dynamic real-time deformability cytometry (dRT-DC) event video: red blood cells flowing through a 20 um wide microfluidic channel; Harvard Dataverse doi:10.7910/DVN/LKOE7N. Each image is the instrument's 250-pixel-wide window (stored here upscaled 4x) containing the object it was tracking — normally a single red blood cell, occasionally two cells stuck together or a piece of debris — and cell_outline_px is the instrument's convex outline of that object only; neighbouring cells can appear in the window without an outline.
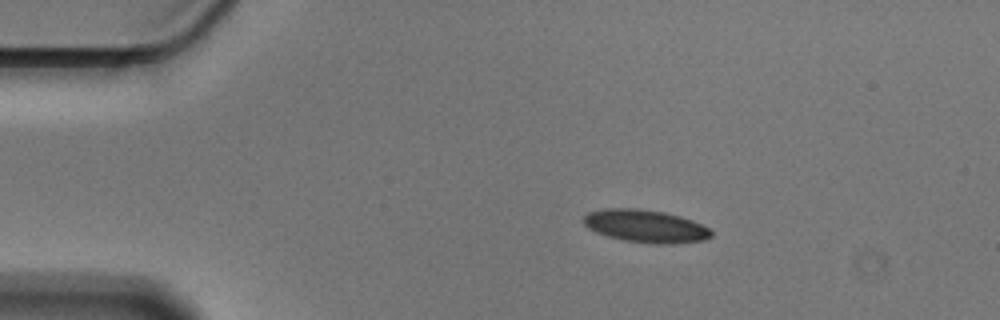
{"species": "Egyptian fruit bat (a non-hibernating species)", "species_latin": "Rousettus aegyptiacus", "temperature_condition": "cold", "stored_images_in_passage": 47, "camera_frame_rate_fps": 3000, "um_per_image_px": 0.085, "animal": {"sex": "male"}, "frame": {"image": 1, "passage_image": 1, "time_ms": 0.0, "image_size_px": [1000, 320], "cell_outline_px": [[712, 236], [704, 240], [672, 244], [656, 244], [624, 240], [608, 236], [596, 232], [588, 228], [584, 224], [584, 216], [588, 212], [604, 208], [640, 208], [664, 212], [680, 216], [692, 220], [708, 228], [712, 232]], "centroid_in_image_um": [54.86, 19.21], "position_along_channel_um": 30.1, "area_um2": 24.33}}
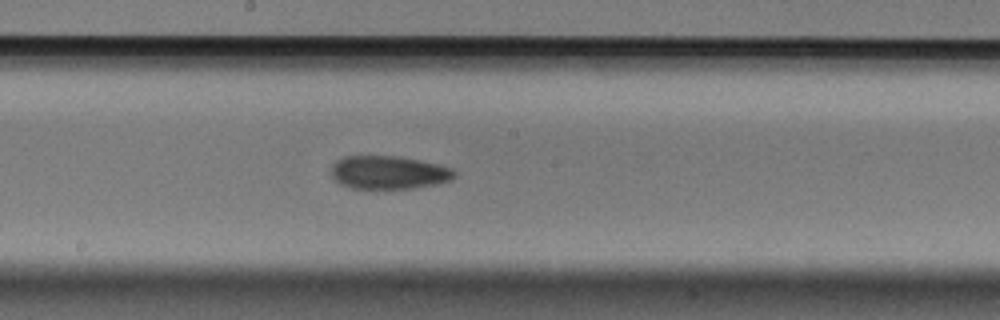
{"frame": {"image": 2, "passage_image": 21, "time_ms": 6.667, "image_size_px": [1000, 320], "cell_outline_px": [[456, 176], [452, 180], [436, 184], [412, 188], [352, 188], [340, 184], [332, 176], [332, 164], [336, 160], [344, 156], [396, 156], [420, 160], [440, 164], [452, 168], [456, 172]], "centroid_in_image_um": [33.06, 14.65], "position_along_channel_um": 215.1, "area_um2": 23.93}}
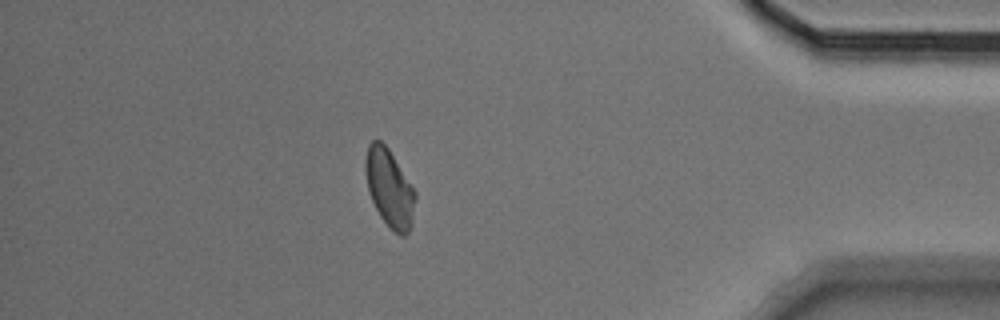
{"frame": {"image": 3, "passage_image": 40, "time_ms": 13.0, "image_size_px": [1000, 320], "cell_outline_px": [[416, 196], [408, 232], [404, 236], [400, 236], [380, 216], [368, 192], [364, 168], [364, 160], [368, 144], [372, 140], [380, 140], [388, 148], [416, 192]], "centroid_in_image_um": [33.06, 15.93], "position_along_channel_um": 402.1, "area_um2": 22.2}, "authors_computed_cell_mechanics": {"area_um2": 23.3512, "velocity_mm_per_s": 3.5629, "shape_relaxation_time_tau1_ms": 5.3307, "shape_relaxation_time_tau2_ms": 5.6355, "deformation_change_tau1": 0.1169, "deformation_change_tau2": 0.1041}}